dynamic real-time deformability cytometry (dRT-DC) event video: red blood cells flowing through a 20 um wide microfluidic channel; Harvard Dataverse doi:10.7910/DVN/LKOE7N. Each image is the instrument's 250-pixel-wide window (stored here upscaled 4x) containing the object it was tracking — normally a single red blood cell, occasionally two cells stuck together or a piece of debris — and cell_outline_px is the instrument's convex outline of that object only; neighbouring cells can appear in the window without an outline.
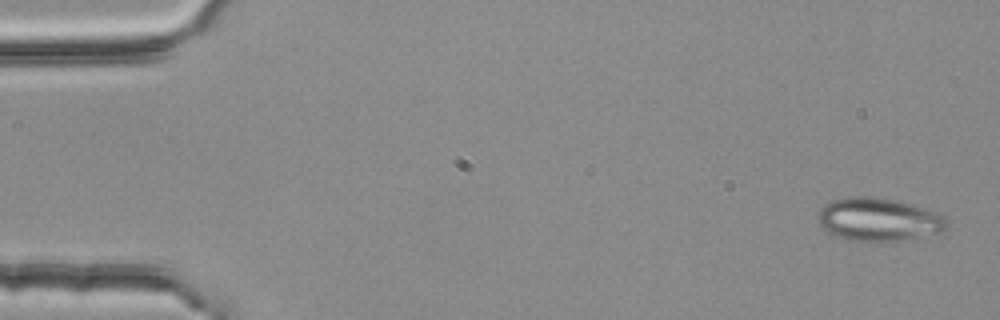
{"species": "common noctule bat (a hibernating species)", "species_latin": "Nyctalus noctula", "temperature_condition": "room temperature", "stored_images_in_passage": 5, "camera_frame_rate_fps": 3000, "um_per_image_px": 0.085, "animal": {"sex": "female", "body_mass_g": 25.1}, "frame": {"image": 1, "passage_image": 1, "time_ms": 0.0, "image_size_px": [1000, 320], "cell_outline_px": [[948, 224], [940, 232], [896, 240], [852, 240], [836, 236], [828, 232], [820, 224], [816, 216], [820, 208], [824, 204], [832, 200], [848, 196], [868, 196], [896, 200], [912, 204], [936, 212]], "centroid_in_image_um": [74.59, 18.62], "position_along_channel_um": 10.4, "area_um2": 31.73}}
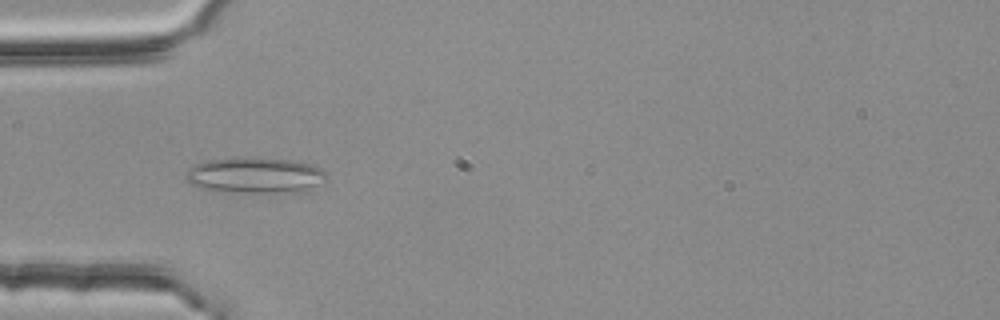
{"frame": {"image": 2, "passage_image": 4, "time_ms": 1.0, "image_size_px": [1000, 320], "cell_outline_px": [[328, 176], [308, 192], [248, 192], [204, 188], [188, 184], [184, 176], [188, 168], [196, 164], [208, 160], [248, 156], [292, 160], [312, 164], [320, 168]], "centroid_in_image_um": [21.7, 14.88], "position_along_channel_um": 63.3, "area_um2": 29.48}}
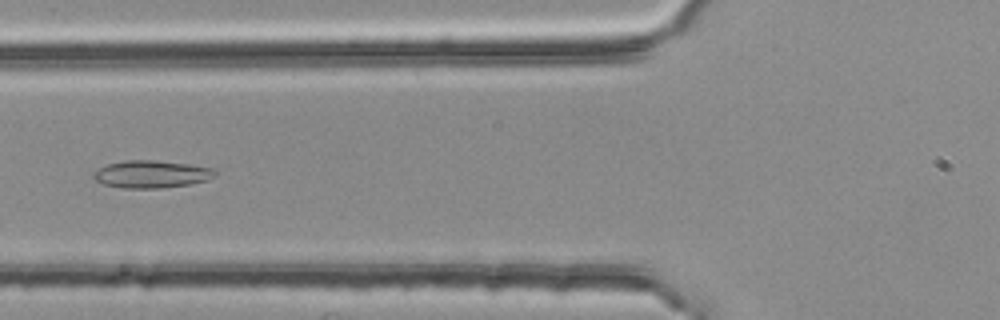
{"frame": {"image": 3, "passage_image": 5, "time_ms": 1.333, "image_size_px": [1000, 320], "cell_outline_px": [[220, 172], [216, 176], [208, 180], [192, 184], [160, 188], [124, 188], [104, 184], [96, 180], [92, 176], [104, 164], [124, 160], [156, 160], [192, 164], [216, 168]], "centroid_in_image_um": [12.97, 14.79], "position_along_channel_um": 112.8, "area_um2": 19.83}}